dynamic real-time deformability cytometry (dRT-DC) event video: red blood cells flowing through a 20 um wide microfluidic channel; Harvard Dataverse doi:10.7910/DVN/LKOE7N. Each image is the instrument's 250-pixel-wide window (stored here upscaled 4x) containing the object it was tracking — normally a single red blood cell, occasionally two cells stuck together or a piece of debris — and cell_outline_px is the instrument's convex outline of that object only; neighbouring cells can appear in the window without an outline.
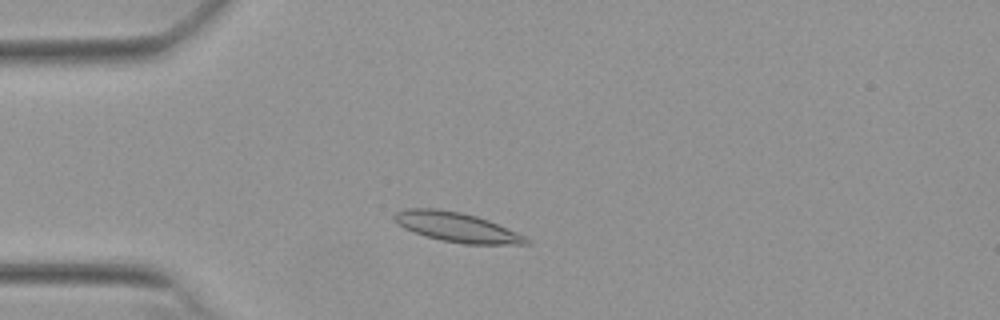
{"species": "Egyptian fruit bat (a non-hibernating species)", "species_latin": "Rousettus aegyptiacus", "temperature_condition": "warm", "stored_images_in_passage": 48, "camera_frame_rate_fps": 3000, "um_per_image_px": 0.085, "animal": {"sex": "female"}, "frame": {"image": 1, "passage_image": 9, "time_ms": 2.667, "image_size_px": [1000, 320], "cell_outline_px": [[532, 244], [464, 244], [440, 240], [424, 236], [412, 232], [404, 228], [392, 216], [396, 212], [408, 208], [440, 208], [460, 212], [476, 216], [488, 220], [516, 232], [532, 240]], "centroid_in_image_um": [38.83, 19.31], "position_along_channel_um": 46.2, "area_um2": 22.72}}
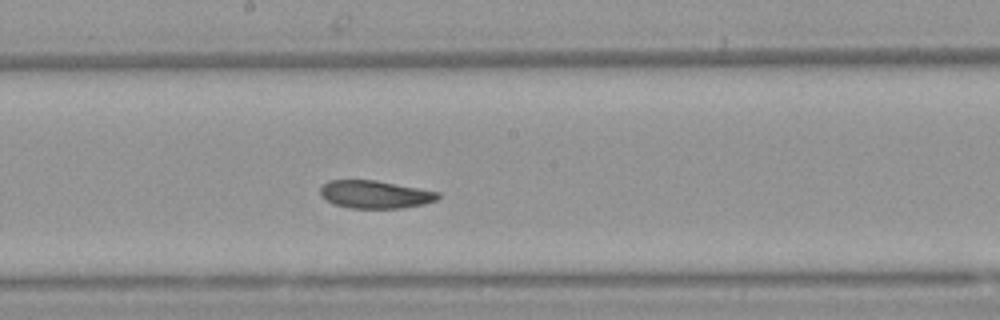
{"frame": {"image": 2, "passage_image": 24, "time_ms": 7.667, "image_size_px": [1000, 320], "cell_outline_px": [[440, 196], [436, 200], [424, 204], [404, 208], [348, 208], [332, 204], [320, 196], [320, 188], [328, 180], [376, 180], [440, 192]], "centroid_in_image_um": [31.86, 16.53], "position_along_channel_um": 216.3, "area_um2": 19.25}}
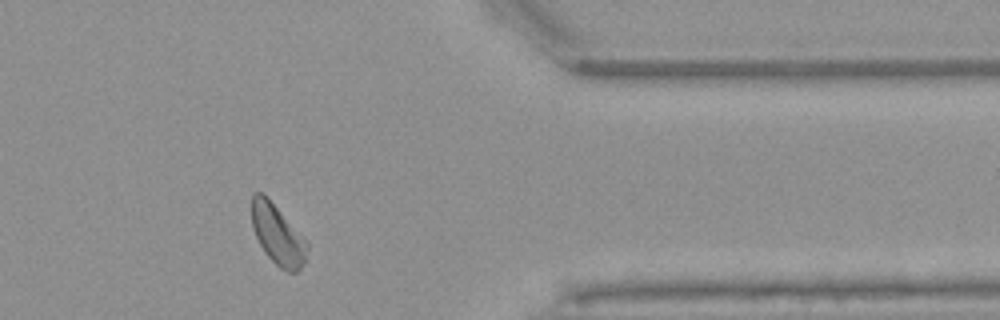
{"frame": {"image": 3, "passage_image": 39, "time_ms": 12.667, "image_size_px": [1000, 320], "cell_outline_px": [[308, 248], [304, 264], [296, 272], [288, 272], [280, 268], [264, 252], [252, 228], [252, 192], [260, 192], [268, 196], [308, 240]], "centroid_in_image_um": [23.62, 19.92], "position_along_channel_um": 387.8, "area_um2": 19.77}, "authors_computed_cell_mechanics": {"area_um2": 20.0855, "velocity_mm_per_s": 3.7912, "shape_relaxation_time_tau1_ms": 9.312, "shape_relaxation_time_tau2_ms": 4.0956, "deformation_change_tau1": 0.1757, "deformation_change_tau2": 0.093}}